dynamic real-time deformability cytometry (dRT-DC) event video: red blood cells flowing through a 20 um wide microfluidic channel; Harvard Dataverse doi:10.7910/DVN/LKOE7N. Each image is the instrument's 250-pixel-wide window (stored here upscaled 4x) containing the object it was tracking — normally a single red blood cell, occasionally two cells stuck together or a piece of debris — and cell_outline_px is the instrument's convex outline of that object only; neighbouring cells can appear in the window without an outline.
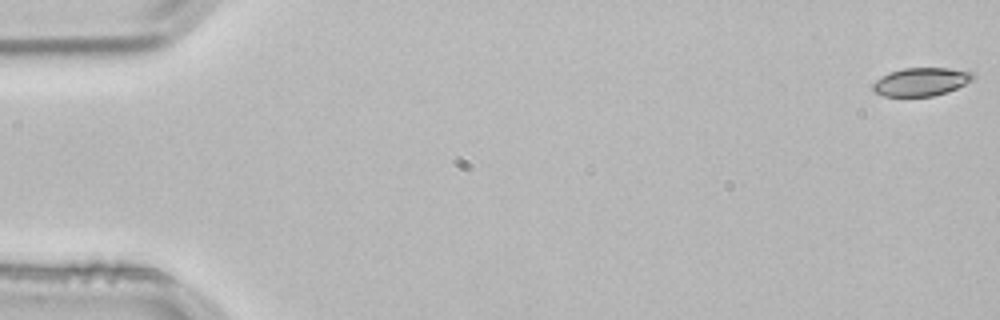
{"species": "common noctule bat (a hibernating species)", "species_latin": "Nyctalus noctula", "temperature_condition": "room temperature", "stored_images_in_passage": 54, "camera_frame_rate_fps": 3000, "um_per_image_px": 0.085, "animal": {"sex": "male", "body_mass_g": 21.5, "forearm_length_mm": 52.0}, "frame": {"image": 1, "passage_image": 1, "time_ms": 0.0, "image_size_px": [1000, 320], "cell_outline_px": [[976, 76], [972, 80], [956, 88], [932, 96], [884, 96], [876, 92], [872, 88], [872, 84], [876, 80], [888, 72], [904, 68], [948, 68], [972, 72]], "centroid_in_image_um": [78.27, 6.94], "position_along_channel_um": 6.7, "area_um2": 16.3}}
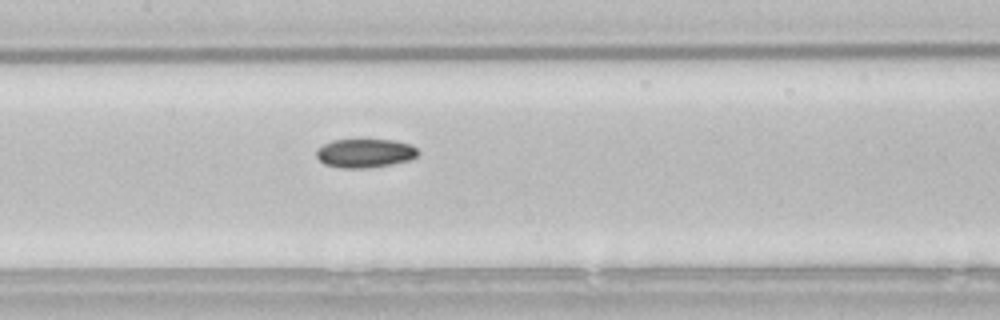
{"frame": {"image": 2, "passage_image": 26, "time_ms": 8.333, "image_size_px": [1000, 320], "cell_outline_px": [[420, 152], [416, 156], [408, 160], [392, 164], [368, 168], [344, 168], [324, 164], [316, 156], [316, 152], [324, 144], [332, 140], [392, 140], [408, 144], [416, 148]], "centroid_in_image_um": [31.02, 13.03], "position_along_channel_um": 176.4, "area_um2": 16.82}}
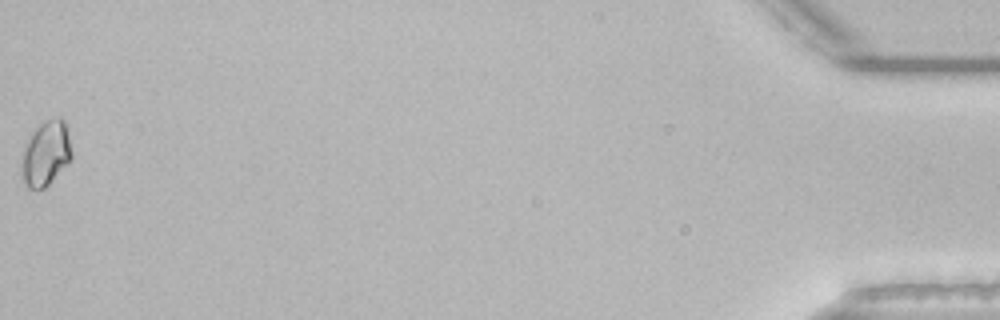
{"frame": {"image": 3, "passage_image": 54, "time_ms": 17.667, "image_size_px": [1000, 320], "cell_outline_px": [[72, 160], [44, 188], [28, 188], [24, 184], [20, 156], [32, 132], [40, 124], [48, 120], [60, 116], [64, 120], [72, 152]], "centroid_in_image_um": [3.9, 13.05], "position_along_channel_um": 431.3, "area_um2": 18.79}}